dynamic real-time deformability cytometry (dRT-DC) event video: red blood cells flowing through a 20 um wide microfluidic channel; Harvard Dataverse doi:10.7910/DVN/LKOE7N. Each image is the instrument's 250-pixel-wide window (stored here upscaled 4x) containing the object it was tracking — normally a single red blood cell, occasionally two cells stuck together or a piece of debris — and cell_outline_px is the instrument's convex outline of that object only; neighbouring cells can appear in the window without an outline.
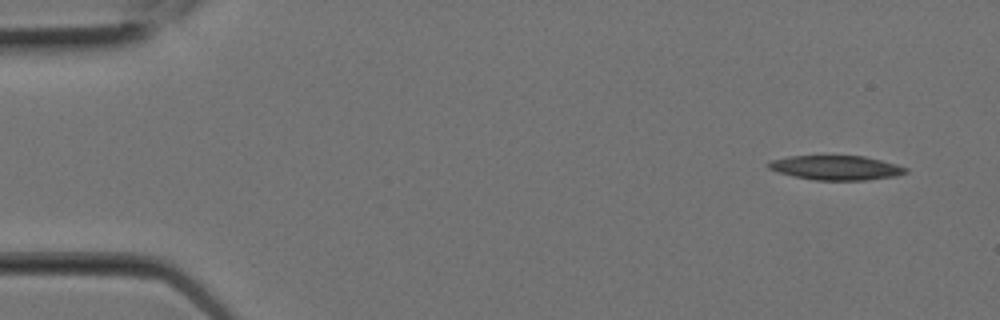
{"species": "Egyptian fruit bat (a non-hibernating species)", "species_latin": "Rousettus aegyptiacus", "temperature_condition": "room temperature", "stored_images_in_passage": 2, "camera_frame_rate_fps": 3000, "um_per_image_px": 0.085, "animal": {"sex": "female"}, "frame": {"image": 1, "passage_image": 1, "time_ms": 0.0, "image_size_px": [1000, 320], "cell_outline_px": [[908, 172], [896, 176], [864, 180], [816, 180], [796, 176], [780, 172], [768, 168], [768, 160], [788, 156], [864, 156], [896, 164], [908, 168]], "centroid_in_image_um": [71.07, 14.25], "position_along_channel_um": 13.9, "area_um2": 19.36}}